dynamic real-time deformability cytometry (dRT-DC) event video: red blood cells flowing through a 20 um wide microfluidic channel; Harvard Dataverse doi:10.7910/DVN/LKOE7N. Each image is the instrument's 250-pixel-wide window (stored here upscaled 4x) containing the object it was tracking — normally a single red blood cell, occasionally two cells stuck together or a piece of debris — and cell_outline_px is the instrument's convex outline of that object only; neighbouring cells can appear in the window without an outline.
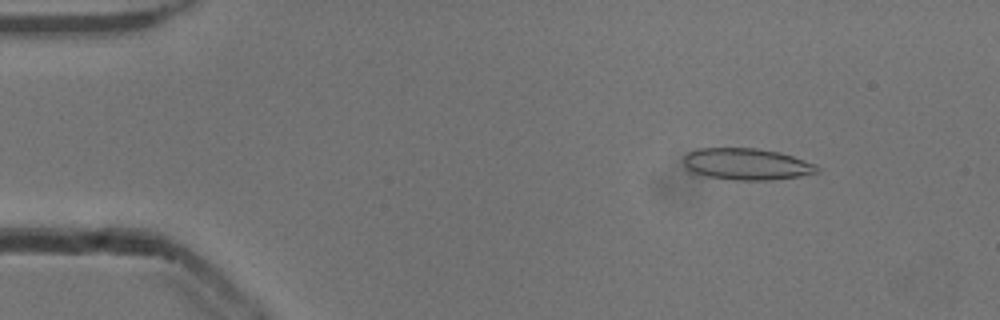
{"species": "common noctule bat (a hibernating species)", "species_latin": "Nyctalus noctula", "temperature_condition": "cold", "stored_images_in_passage": 51, "camera_frame_rate_fps": 3000, "um_per_image_px": 0.085, "animal": {"sex": "male", "body_mass_g": 13.3}, "frame": {"image": 1, "passage_image": 7, "time_ms": 2.0, "image_size_px": [1000, 320], "cell_outline_px": [[820, 172], [800, 176], [772, 180], [732, 180], [704, 176], [692, 172], [684, 164], [684, 156], [688, 152], [700, 148], [756, 148], [780, 152], [816, 164], [820, 168]], "centroid_in_image_um": [63.49, 13.95], "position_along_channel_um": 21.5, "area_um2": 24.74}}
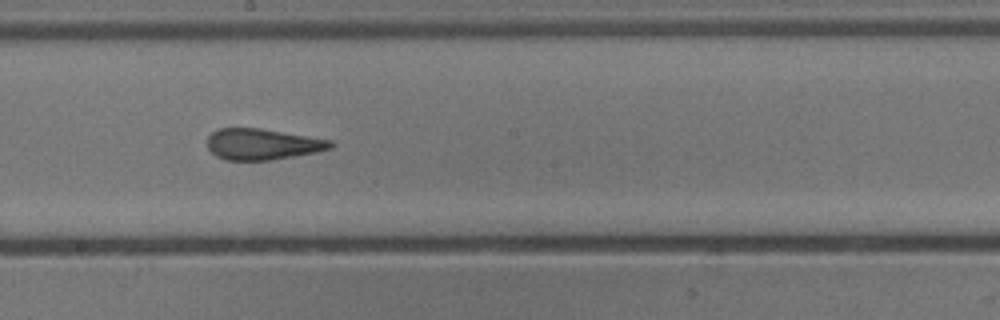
{"frame": {"image": 2, "passage_image": 29, "time_ms": 9.333, "image_size_px": [1000, 320], "cell_outline_px": [[336, 144], [332, 148], [316, 152], [268, 160], [224, 160], [216, 156], [208, 148], [208, 136], [212, 132], [220, 128], [260, 128], [332, 140]], "centroid_in_image_um": [22.32, 12.25], "position_along_channel_um": 225.9, "area_um2": 22.25}}
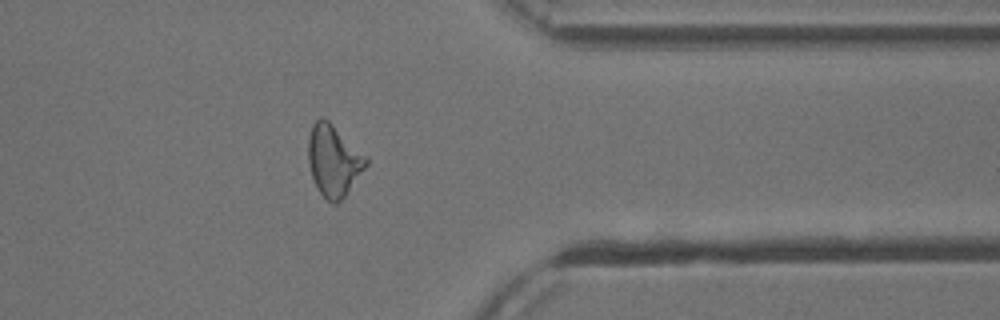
{"frame": {"image": 3, "passage_image": 42, "time_ms": 13.667, "image_size_px": [1000, 320], "cell_outline_px": [[368, 164], [344, 196], [336, 204], [332, 204], [320, 192], [312, 176], [308, 164], [308, 136], [312, 124], [320, 116], [328, 120], [368, 156]], "centroid_in_image_um": [28.36, 13.61], "position_along_channel_um": 383.0, "area_um2": 23.99}}